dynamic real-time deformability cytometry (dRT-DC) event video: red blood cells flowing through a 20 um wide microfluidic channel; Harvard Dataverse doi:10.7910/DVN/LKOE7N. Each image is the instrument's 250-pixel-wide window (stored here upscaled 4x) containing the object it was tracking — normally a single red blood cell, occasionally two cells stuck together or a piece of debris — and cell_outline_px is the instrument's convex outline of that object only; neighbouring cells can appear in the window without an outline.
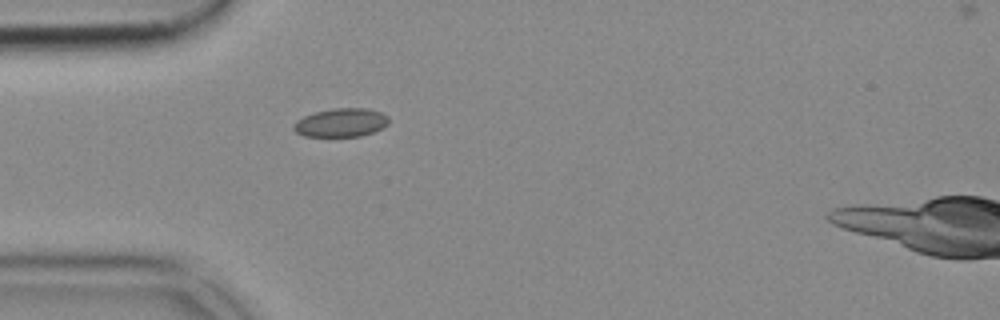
{"species": "common noctule bat (a hibernating species)", "species_latin": "Nyctalus noctula", "temperature_condition": "cold", "stored_images_in_passage": 32, "camera_frame_rate_fps": 3000, "um_per_image_px": 0.085, "animal": {"sex": "female", "body_mass_g": 18.4}, "frame": {"image": 1, "passage_image": 1, "time_ms": 0.0, "image_size_px": [1000, 320], "cell_outline_px": [[388, 124], [372, 132], [360, 136], [304, 136], [296, 132], [292, 128], [296, 120], [304, 116], [316, 112], [332, 108], [368, 108], [380, 112], [388, 116]], "centroid_in_image_um": [28.97, 10.41], "position_along_channel_um": 56.0, "area_um2": 15.72}}
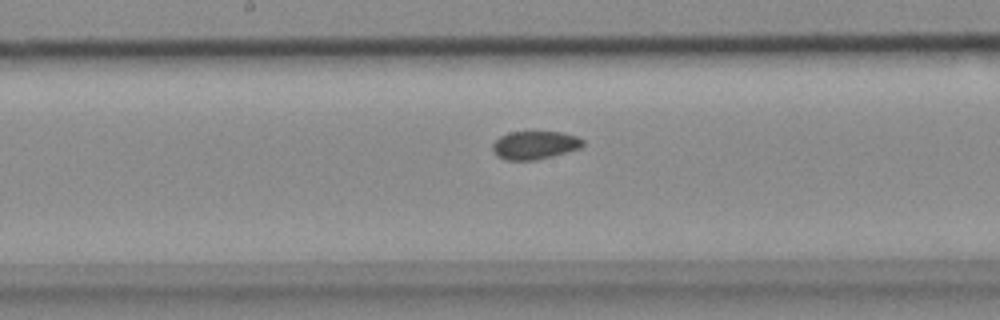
{"frame": {"image": 2, "passage_image": 13, "time_ms": 4.0, "image_size_px": [1000, 320], "cell_outline_px": [[584, 144], [580, 148], [552, 156], [536, 160], [504, 160], [496, 156], [492, 148], [492, 144], [500, 136], [508, 132], [564, 132], [576, 136], [584, 140]], "centroid_in_image_um": [45.44, 12.33], "position_along_channel_um": 202.8, "area_um2": 14.91}}
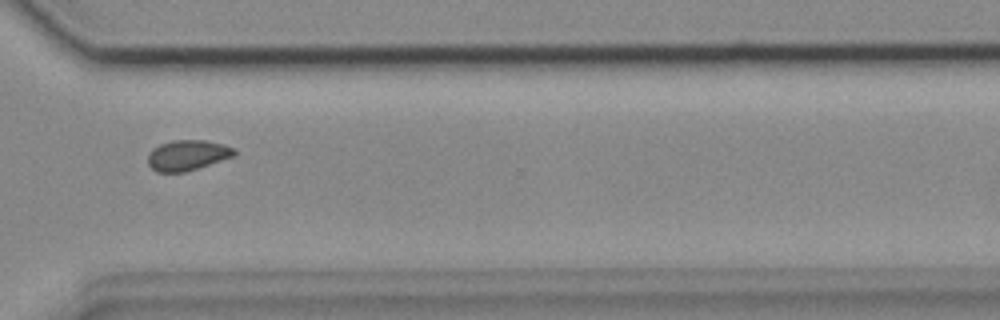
{"frame": {"image": 3, "passage_image": 25, "time_ms": 8.0, "image_size_px": [1000, 320], "cell_outline_px": [[236, 156], [184, 172], [156, 172], [148, 164], [148, 152], [152, 148], [160, 144], [172, 140], [204, 140], [224, 144], [236, 148]], "centroid_in_image_um": [15.94, 13.18], "position_along_channel_um": 354.7, "area_um2": 15.49}}